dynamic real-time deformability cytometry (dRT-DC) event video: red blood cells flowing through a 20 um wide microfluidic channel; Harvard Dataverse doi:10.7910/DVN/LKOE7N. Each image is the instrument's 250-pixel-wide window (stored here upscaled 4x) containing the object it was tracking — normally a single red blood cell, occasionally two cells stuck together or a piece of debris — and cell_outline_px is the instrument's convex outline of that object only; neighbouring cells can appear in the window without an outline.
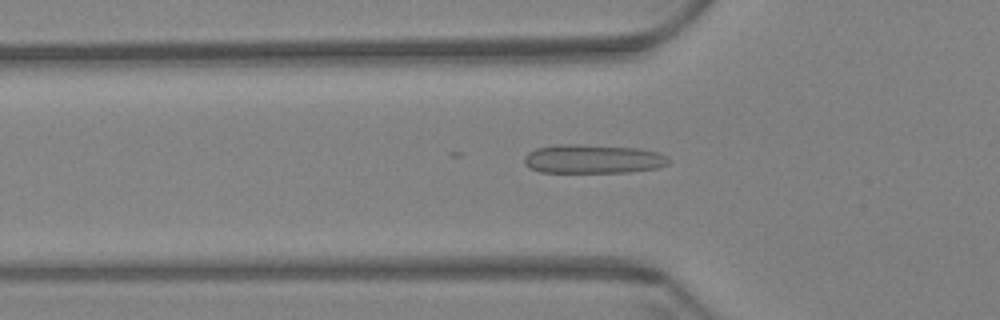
{"species": "Egyptian fruit bat (a non-hibernating species)", "species_latin": "Rousettus aegyptiacus", "temperature_condition": "warm", "stored_images_in_passage": 59, "camera_frame_rate_fps": 3000, "um_per_image_px": 0.085, "animal": {"sex": "female"}, "frame": {"image": 1, "passage_image": 20, "time_ms": 6.333, "image_size_px": [1000, 320], "cell_outline_px": [[668, 164], [656, 168], [628, 172], [540, 172], [528, 168], [524, 164], [524, 156], [528, 152], [536, 148], [556, 144], [580, 144], [640, 148], [656, 152], [664, 156], [668, 160]], "centroid_in_image_um": [50.32, 13.51], "position_along_channel_um": 75.5, "area_um2": 24.39}}
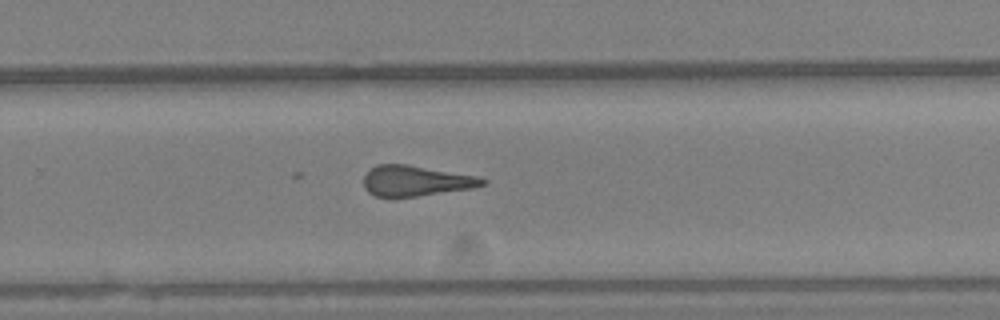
{"frame": {"image": 2, "passage_image": 39, "time_ms": 12.667, "image_size_px": [1000, 320], "cell_outline_px": [[488, 184], [472, 188], [416, 196], [376, 196], [368, 192], [364, 188], [364, 176], [376, 164], [408, 164], [476, 176], [488, 180]], "centroid_in_image_um": [35.36, 15.36], "position_along_channel_um": 294.4, "area_um2": 20.92}}
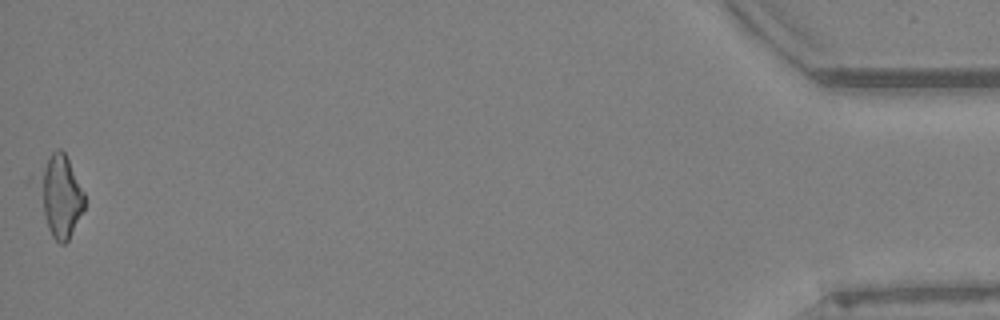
{"frame": {"image": 3, "passage_image": 59, "time_ms": 19.333, "image_size_px": [1000, 320], "cell_outline_px": [[84, 208], [68, 240], [64, 244], [60, 244], [52, 236], [24, 180], [56, 148], [60, 148], [64, 152], [84, 192]], "centroid_in_image_um": [4.86, 16.55], "position_along_channel_um": 430.3, "area_um2": 24.51}}